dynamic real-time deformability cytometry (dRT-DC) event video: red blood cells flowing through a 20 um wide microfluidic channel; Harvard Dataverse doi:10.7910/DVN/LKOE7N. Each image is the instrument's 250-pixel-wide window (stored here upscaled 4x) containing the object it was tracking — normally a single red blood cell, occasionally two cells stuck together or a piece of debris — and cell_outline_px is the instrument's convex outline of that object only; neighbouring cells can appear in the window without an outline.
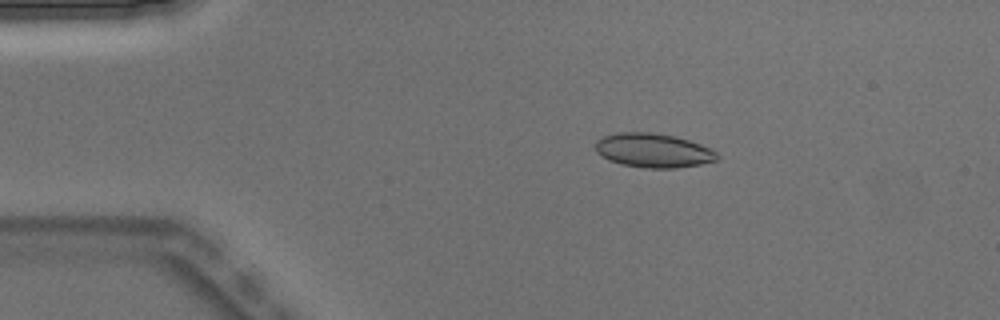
{"species": "Egyptian fruit bat (a non-hibernating species)", "species_latin": "Rousettus aegyptiacus", "temperature_condition": "warm", "stored_images_in_passage": 4, "camera_frame_rate_fps": 3000, "um_per_image_px": 0.085, "animal": {"sex": "male"}, "frame": {"image": 1, "passage_image": 3, "time_ms": 0.667, "image_size_px": [1000, 320], "cell_outline_px": [[720, 156], [716, 160], [700, 164], [676, 168], [644, 168], [620, 164], [608, 160], [596, 152], [596, 140], [604, 136], [616, 132], [652, 132], [676, 136], [712, 148]], "centroid_in_image_um": [55.52, 12.78], "position_along_channel_um": 29.5, "area_um2": 24.39}}